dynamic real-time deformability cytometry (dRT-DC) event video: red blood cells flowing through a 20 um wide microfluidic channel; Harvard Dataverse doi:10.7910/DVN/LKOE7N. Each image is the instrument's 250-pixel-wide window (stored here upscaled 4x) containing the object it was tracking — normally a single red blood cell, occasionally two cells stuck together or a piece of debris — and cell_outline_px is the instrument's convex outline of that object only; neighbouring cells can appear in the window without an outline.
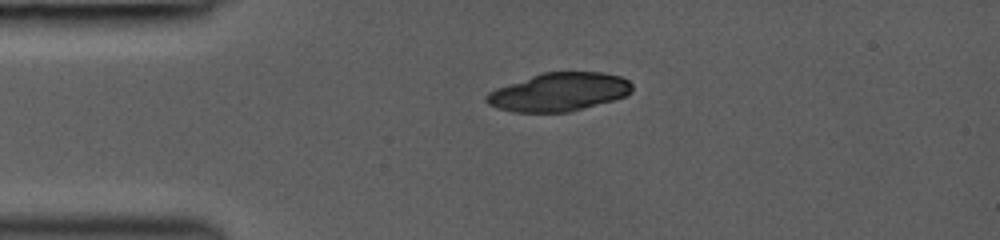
{"species": "common noctule bat (a hibernating species)", "species_latin": "Nyctalus noctula", "temperature_condition": "room temperature", "stored_images_in_passage": 35, "camera_frame_rate_fps": 3000, "um_per_image_px": 0.085, "animal": {"sex": "female", "body_mass_g": 19.0, "forearm_length_mm": 53.3}, "frame": {"image": 1, "passage_image": 1, "time_ms": 0.0, "image_size_px": [1000, 240], "cell_outline_px": [[632, 92], [624, 96], [612, 100], [568, 112], [512, 112], [496, 108], [488, 104], [484, 100], [484, 96], [488, 92], [496, 88], [544, 72], [600, 72], [620, 76], [628, 80], [632, 84]], "centroid_in_image_um": [47.48, 7.82], "position_along_channel_um": 37.5, "area_um2": 32.37}}